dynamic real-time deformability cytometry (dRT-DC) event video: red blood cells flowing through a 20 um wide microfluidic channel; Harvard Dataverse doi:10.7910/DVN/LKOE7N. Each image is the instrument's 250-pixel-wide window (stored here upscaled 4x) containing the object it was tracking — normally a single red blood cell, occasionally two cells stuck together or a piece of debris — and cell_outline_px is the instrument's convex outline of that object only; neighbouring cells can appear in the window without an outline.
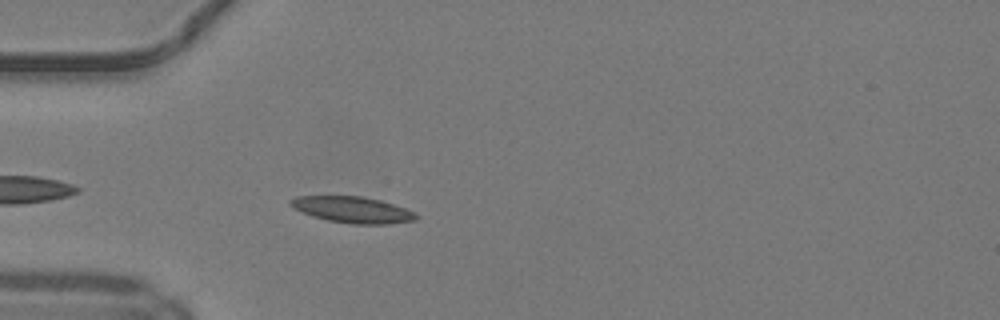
{"species": "common noctule bat (a hibernating species)", "species_latin": "Nyctalus noctula", "temperature_condition": "warm", "stored_images_in_passage": 10, "camera_frame_rate_fps": 3000, "um_per_image_px": 0.085, "animal": {"sex": "male", "body_mass_g": 19.2, "forearm_length_mm": 51.8}, "frame": {"image": 1, "passage_image": 4, "time_ms": 1.0, "image_size_px": [1000, 320], "cell_outline_px": [[416, 220], [388, 224], [352, 224], [328, 220], [312, 216], [288, 204], [288, 200], [296, 196], [360, 196], [380, 200], [404, 208], [412, 212], [416, 216]], "centroid_in_image_um": [29.93, 17.82], "position_along_channel_um": 55.1, "area_um2": 18.9}}
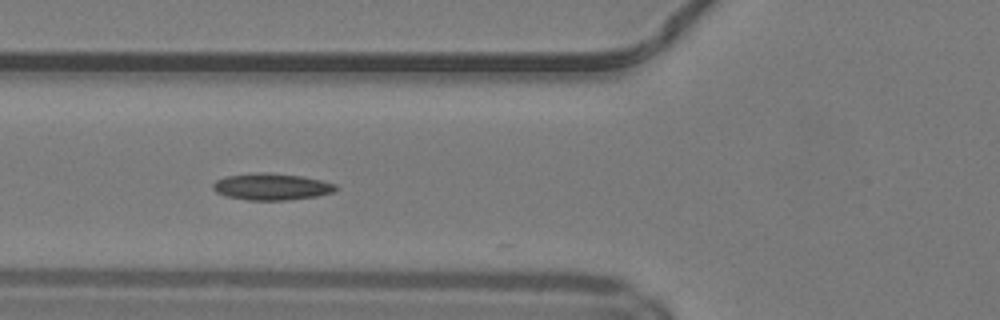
{"frame": {"image": 2, "passage_image": 8, "time_ms": 2.333, "image_size_px": [1000, 320], "cell_outline_px": [[340, 188], [332, 192], [316, 196], [288, 200], [248, 200], [224, 196], [216, 192], [212, 188], [212, 184], [216, 180], [224, 176], [260, 172], [264, 172], [300, 176], [320, 180], [336, 184]], "centroid_in_image_um": [23.05, 15.87], "position_along_channel_um": 102.8, "area_um2": 19.13}}